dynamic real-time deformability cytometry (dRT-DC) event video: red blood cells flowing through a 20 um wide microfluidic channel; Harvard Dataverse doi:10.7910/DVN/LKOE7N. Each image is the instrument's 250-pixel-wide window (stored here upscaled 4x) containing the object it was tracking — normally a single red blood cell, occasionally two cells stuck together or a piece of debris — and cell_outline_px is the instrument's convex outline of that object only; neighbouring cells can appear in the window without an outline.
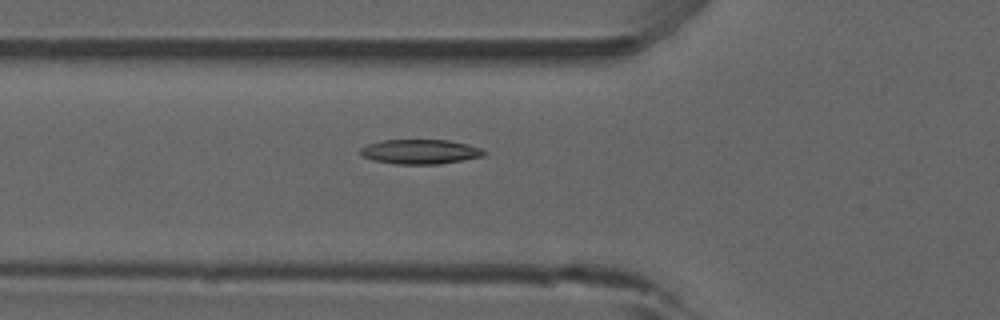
{"species": "common noctule bat (a hibernating species)", "species_latin": "Nyctalus noctula", "temperature_condition": "room temperature", "stored_images_in_passage": 41, "camera_frame_rate_fps": 3000, "um_per_image_px": 0.085, "animal": {"sex": "male", "forearm_length_mm": 52.5}, "frame": {"image": 1, "passage_image": 7, "time_ms": 2.0, "image_size_px": [1000, 320], "cell_outline_px": [[488, 152], [484, 156], [440, 164], [396, 164], [372, 160], [360, 156], [360, 148], [368, 144], [384, 140], [448, 140], [468, 144], [480, 148]], "centroid_in_image_um": [35.71, 12.9], "position_along_channel_um": 90.1, "area_um2": 17.8}, "authors_computed_cell_mechanics": {"area_um2": 17.1088, "velocity_mm_per_s": 3.8811, "shape_relaxation_time_tau1_ms": null, "shape_relaxation_time_tau2_ms": 5.2403, "deformation_change_tau1": null, "deformation_change_tau2": 0.102}}